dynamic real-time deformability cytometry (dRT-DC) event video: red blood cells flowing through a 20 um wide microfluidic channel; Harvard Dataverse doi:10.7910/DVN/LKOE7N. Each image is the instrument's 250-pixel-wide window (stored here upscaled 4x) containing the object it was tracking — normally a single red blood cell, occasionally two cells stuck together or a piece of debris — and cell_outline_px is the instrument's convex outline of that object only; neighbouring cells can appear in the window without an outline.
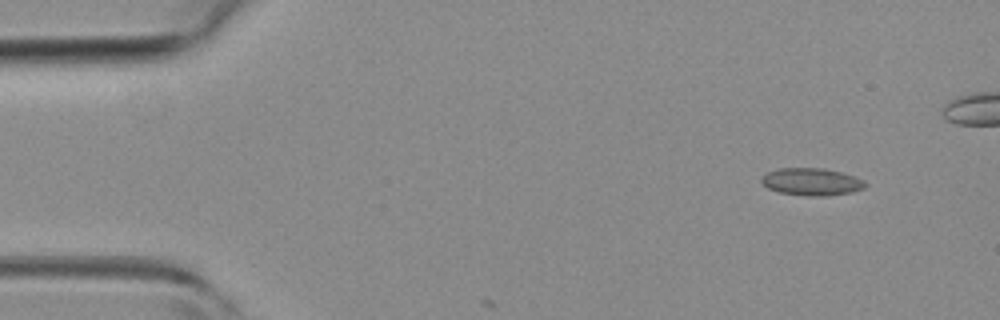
{"species": "common noctule bat (a hibernating species)", "species_latin": "Nyctalus noctula", "temperature_condition": "room temperature", "stored_images_in_passage": 5, "camera_frame_rate_fps": 3000, "um_per_image_px": 0.085, "animal": {"sex": "female", "body_mass_g": 19.3, "forearm_length_mm": 54.1}, "frame": {"image": 1, "passage_image": 1, "time_ms": 0.0, "image_size_px": [1000, 320], "cell_outline_px": [[868, 184], [864, 188], [852, 192], [828, 196], [804, 196], [780, 192], [768, 188], [760, 180], [768, 172], [780, 168], [824, 168], [856, 176], [864, 180]], "centroid_in_image_um": [69.04, 15.45], "position_along_channel_um": 16.0, "area_um2": 16.59}}
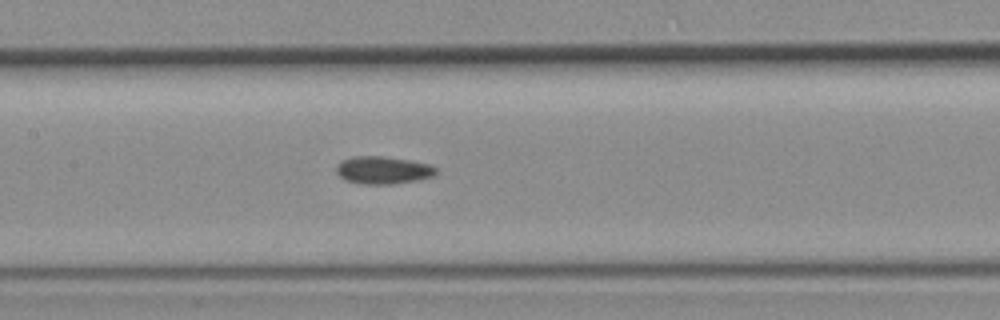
{"frame": {"image": 2, "passage_image": 5, "time_ms": 5.667, "image_size_px": [1000, 320], "cell_outline_px": [[436, 176], [420, 180], [392, 184], [360, 184], [344, 180], [336, 172], [336, 164], [340, 160], [352, 156], [380, 156], [408, 160], [428, 164], [436, 168]], "centroid_in_image_um": [32.52, 14.47], "position_along_channel_um": 174.9, "area_um2": 16.24}}